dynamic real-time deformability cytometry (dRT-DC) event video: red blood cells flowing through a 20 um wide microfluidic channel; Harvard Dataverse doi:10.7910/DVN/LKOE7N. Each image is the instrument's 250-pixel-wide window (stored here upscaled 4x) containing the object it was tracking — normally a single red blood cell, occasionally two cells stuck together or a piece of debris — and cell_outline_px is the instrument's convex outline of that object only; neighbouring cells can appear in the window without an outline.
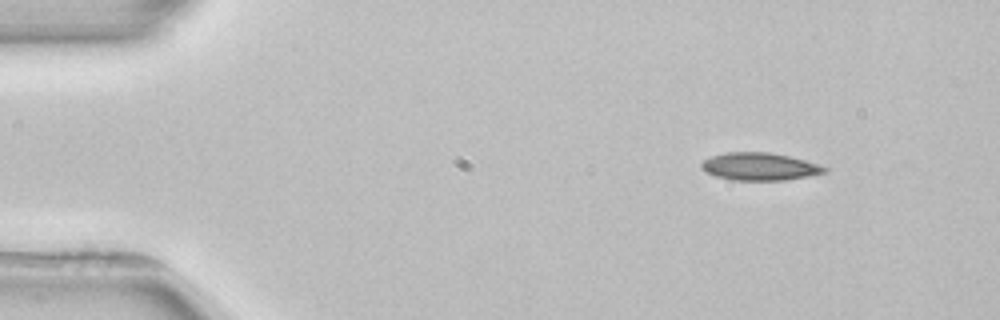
{"species": "common noctule bat (a hibernating species)", "species_latin": "Nyctalus noctula", "temperature_condition": "room temperature", "stored_images_in_passage": 3, "camera_frame_rate_fps": 3000, "um_per_image_px": 0.085, "animal": {"sex": "female", "body_mass_g": 22.7, "forearm_length_mm": 54.2}, "frame": {"image": 1, "passage_image": 1, "time_ms": 0.0, "image_size_px": [1000, 320], "cell_outline_px": [[828, 172], [808, 176], [784, 180], [732, 180], [716, 176], [708, 172], [700, 164], [704, 160], [712, 156], [728, 152], [768, 152], [788, 156], [804, 160], [828, 168]], "centroid_in_image_um": [64.59, 14.16], "position_along_channel_um": 20.4, "area_um2": 19.48}}